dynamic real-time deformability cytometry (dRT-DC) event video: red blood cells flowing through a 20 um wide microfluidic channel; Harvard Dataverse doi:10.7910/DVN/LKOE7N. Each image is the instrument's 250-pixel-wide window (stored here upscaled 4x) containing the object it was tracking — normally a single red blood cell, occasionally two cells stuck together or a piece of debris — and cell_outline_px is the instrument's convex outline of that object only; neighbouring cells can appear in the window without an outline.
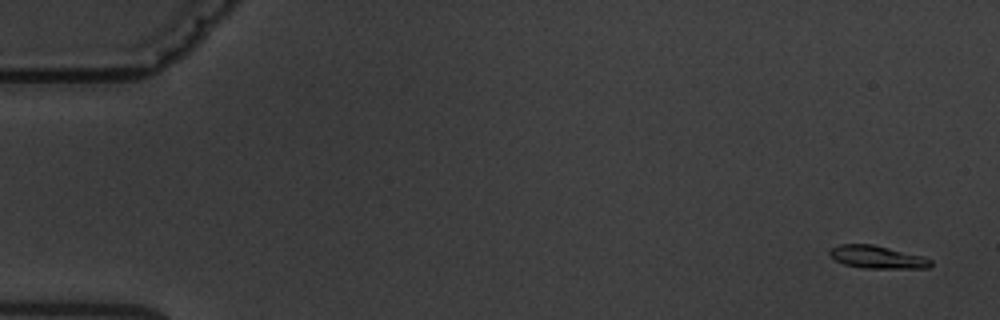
{"species": "common noctule bat (a hibernating species)", "species_latin": "Nyctalus noctula", "temperature_condition": "warm", "stored_images_in_passage": 7, "camera_frame_rate_fps": 3000, "um_per_image_px": 0.085, "animal": {"sex": "male", "body_mass_g": 19.5, "forearm_length_mm": 54.6}, "frame": {"image": 1, "passage_image": 1, "time_ms": 0.0, "image_size_px": [1000, 320], "cell_outline_px": [[932, 264], [928, 268], [864, 268], [844, 264], [836, 260], [828, 252], [832, 248], [840, 244], [872, 244], [924, 256], [932, 260]], "centroid_in_image_um": [74.6, 21.85], "position_along_channel_um": 10.4, "area_um2": 13.29}}
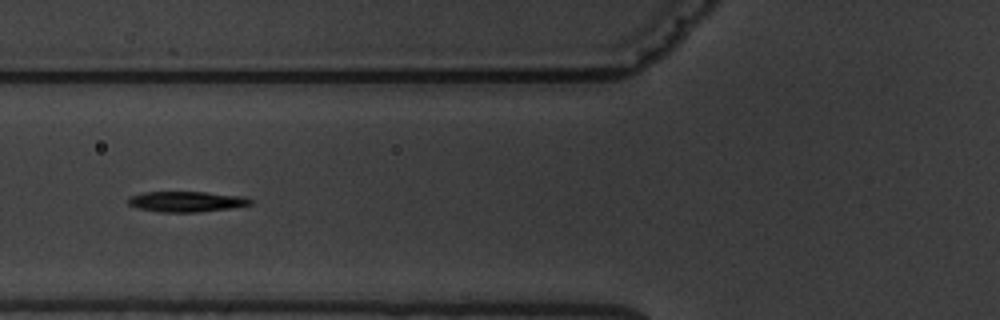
{"frame": {"image": 2, "passage_image": 6, "time_ms": 6.667, "image_size_px": [1000, 320], "cell_outline_px": [[256, 200], [252, 204], [228, 208], [196, 212], [160, 212], [136, 208], [128, 204], [128, 196], [144, 192], [204, 192], [244, 196]], "centroid_in_image_um": [15.84, 17.13], "position_along_channel_um": 110.0, "area_um2": 14.68}}
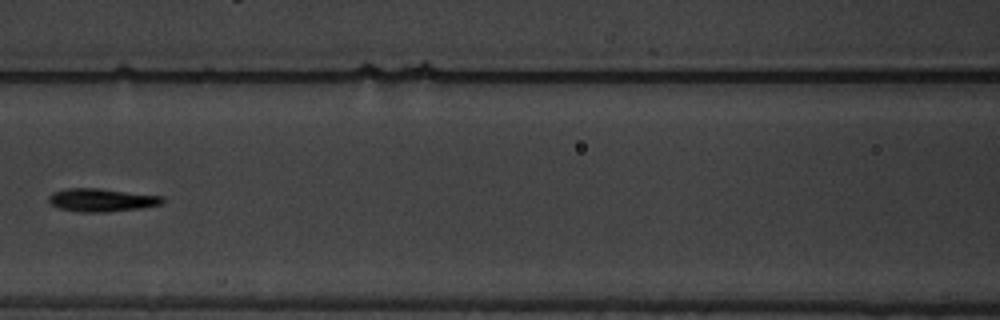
{"frame": {"image": 3, "passage_image": 7, "time_ms": 8.0, "image_size_px": [1000, 320], "cell_outline_px": [[164, 204], [140, 208], [104, 212], [80, 212], [60, 208], [52, 204], [48, 200], [48, 196], [52, 192], [68, 188], [100, 188], [164, 196]], "centroid_in_image_um": [8.66, 16.99], "position_along_channel_um": 157.9, "area_um2": 15.37}}